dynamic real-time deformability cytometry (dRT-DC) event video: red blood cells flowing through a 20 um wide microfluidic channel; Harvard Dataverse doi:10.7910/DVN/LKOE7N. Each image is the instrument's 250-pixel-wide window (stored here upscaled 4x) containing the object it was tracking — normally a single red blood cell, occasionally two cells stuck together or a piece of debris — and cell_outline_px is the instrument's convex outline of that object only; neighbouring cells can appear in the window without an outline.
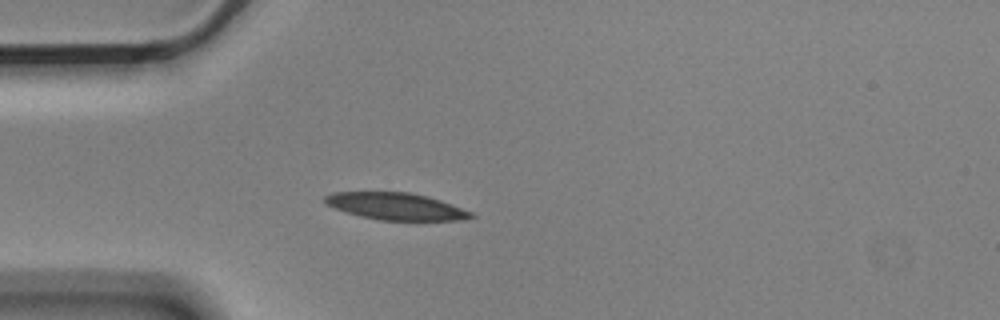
{"species": "Egyptian fruit bat (a non-hibernating species)", "species_latin": "Rousettus aegyptiacus", "temperature_condition": "cold", "stored_images_in_passage": 5, "camera_frame_rate_fps": 3000, "um_per_image_px": 0.085, "animal": {"sex": "male"}, "frame": {"image": 1, "passage_image": 4, "time_ms": 1.0, "image_size_px": [1000, 320], "cell_outline_px": [[476, 216], [464, 220], [380, 220], [360, 216], [336, 208], [328, 204], [324, 200], [324, 196], [332, 192], [408, 192], [428, 196], [440, 200], [472, 212]], "centroid_in_image_um": [33.68, 17.53], "position_along_channel_um": 51.3, "area_um2": 22.77}}